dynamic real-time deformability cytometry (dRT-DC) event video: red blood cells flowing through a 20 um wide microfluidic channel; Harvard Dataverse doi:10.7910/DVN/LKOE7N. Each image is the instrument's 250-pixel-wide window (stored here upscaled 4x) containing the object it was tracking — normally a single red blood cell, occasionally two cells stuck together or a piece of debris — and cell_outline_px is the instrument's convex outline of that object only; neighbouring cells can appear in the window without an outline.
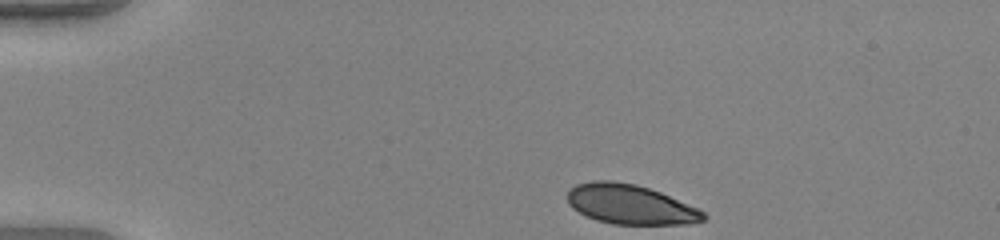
{"species": "human", "species_latin": "Homo sapiens", "temperature_condition": "warm", "stored_images_in_passage": 43, "camera_frame_rate_fps": 3000, "um_per_image_px": 0.085, "donor": {"sex": "female"}, "frame": {"image": 1, "passage_image": 1, "time_ms": 0.0, "image_size_px": [1000, 240], "cell_outline_px": [[708, 216], [704, 220], [692, 224], [612, 224], [596, 220], [572, 208], [568, 204], [568, 188], [576, 184], [592, 180], [612, 180], [636, 184], [660, 192], [700, 208]], "centroid_in_image_um": [53.59, 17.37], "position_along_channel_um": 31.4, "area_um2": 31.73}}
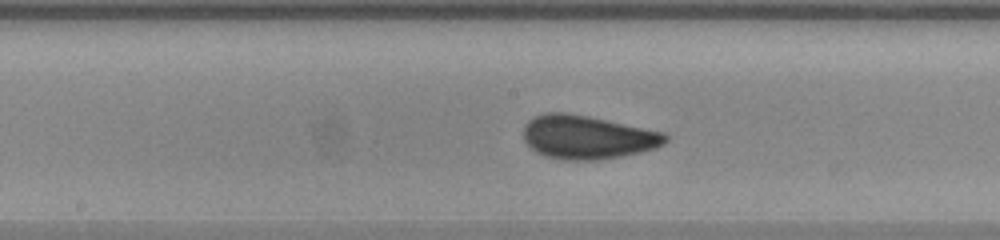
{"frame": {"image": 2, "passage_image": 19, "time_ms": 6.0, "image_size_px": [1000, 240], "cell_outline_px": [[668, 140], [664, 144], [656, 148], [620, 156], [596, 160], [564, 160], [544, 156], [536, 152], [524, 140], [524, 124], [528, 120], [544, 112], [564, 112], [588, 116], [664, 132], [668, 136]], "centroid_in_image_um": [49.91, 11.65], "position_along_channel_um": 198.3, "area_um2": 36.01}}
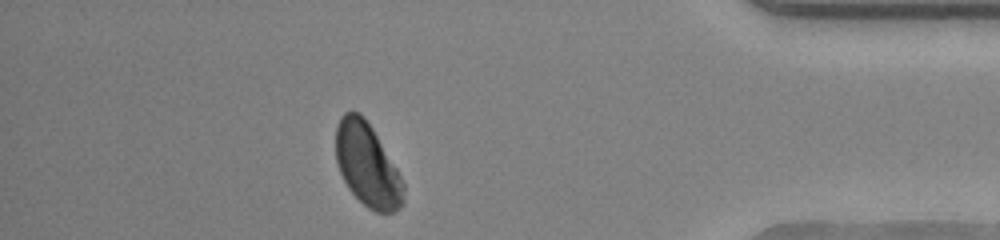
{"frame": {"image": 3, "passage_image": 37, "time_ms": 12.0, "image_size_px": [1000, 240], "cell_outline_px": [[404, 204], [400, 208], [392, 212], [376, 212], [368, 208], [348, 188], [340, 172], [336, 160], [336, 124], [340, 116], [344, 112], [352, 108], [360, 112], [364, 116], [372, 128], [396, 168], [404, 184]], "centroid_in_image_um": [31.2, 13.98], "position_along_channel_um": 404.0, "area_um2": 32.89}, "authors_computed_cell_mechanics": {"area_um2": 34.5066, "velocity_mm_per_s": 4.0053, "shape_relaxation_time_tau1_ms": 4.4136, "shape_relaxation_time_tau2_ms": null, "deformation_change_tau1": 0.1236, "deformation_change_tau2": null}}